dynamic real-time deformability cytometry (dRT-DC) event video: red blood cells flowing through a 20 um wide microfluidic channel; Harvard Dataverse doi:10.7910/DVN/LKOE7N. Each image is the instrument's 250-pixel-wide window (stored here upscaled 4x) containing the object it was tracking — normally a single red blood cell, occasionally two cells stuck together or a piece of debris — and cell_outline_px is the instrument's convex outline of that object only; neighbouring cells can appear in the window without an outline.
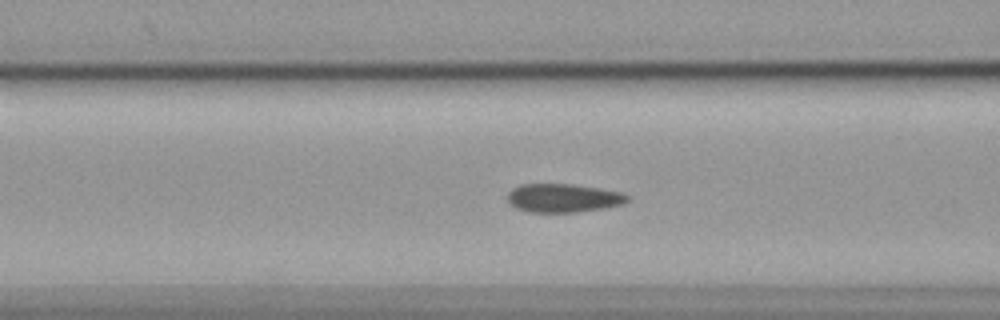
{"species": "common noctule bat (a hibernating species)", "species_latin": "Nyctalus noctula", "temperature_condition": "cold", "stored_images_in_passage": 52, "camera_frame_rate_fps": 3000, "um_per_image_px": 0.085, "animal": {"sex": "female", "body_mass_g": 19.9}, "frame": {"image": 1, "passage_image": 18, "time_ms": 5.667, "image_size_px": [1000, 320], "cell_outline_px": [[628, 200], [620, 204], [604, 208], [576, 212], [528, 212], [516, 208], [508, 200], [508, 192], [512, 188], [520, 184], [572, 184], [624, 192], [628, 196]], "centroid_in_image_um": [47.86, 16.82], "position_along_channel_um": 118.7, "area_um2": 19.88}}
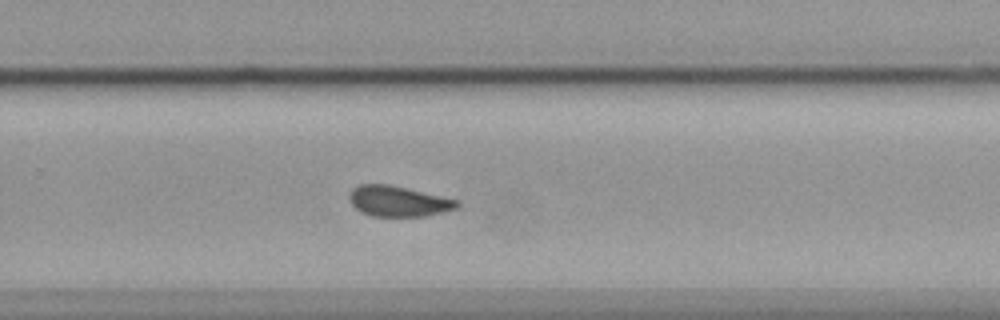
{"frame": {"image": 2, "passage_image": 33, "time_ms": 10.667, "image_size_px": [1000, 320], "cell_outline_px": [[460, 208], [444, 212], [424, 216], [372, 216], [360, 212], [348, 200], [348, 196], [352, 188], [360, 184], [388, 184], [460, 200]], "centroid_in_image_um": [33.87, 17.11], "position_along_channel_um": 295.9, "area_um2": 19.36}}
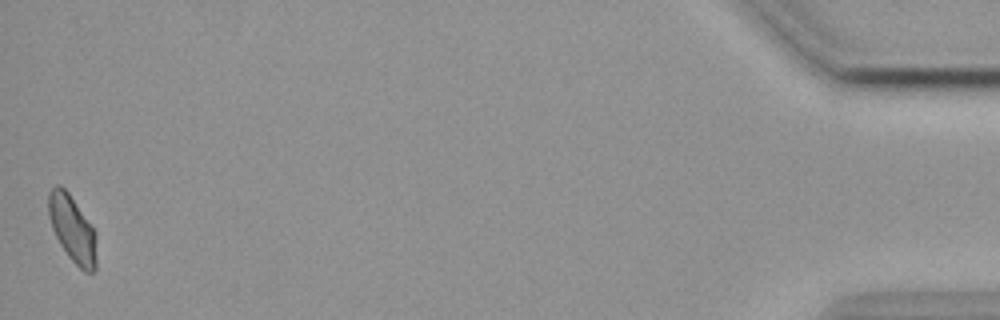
{"frame": {"image": 3, "passage_image": 52, "time_ms": 17.0, "image_size_px": [1000, 320], "cell_outline_px": [[96, 268], [92, 272], [84, 272], [68, 256], [60, 244], [52, 228], [48, 216], [48, 192], [56, 184], [60, 184], [68, 192], [96, 232]], "centroid_in_image_um": [6.14, 19.45], "position_along_channel_um": 429.1, "area_um2": 18.61}, "authors_computed_cell_mechanics": {"area_um2": 19.941, "velocity_mm_per_s": 3.5578, "shape_relaxation_time_tau1_ms": 10.449, "shape_relaxation_time_tau2_ms": null, "deformation_change_tau1": 0.1346, "deformation_change_tau2": null}}